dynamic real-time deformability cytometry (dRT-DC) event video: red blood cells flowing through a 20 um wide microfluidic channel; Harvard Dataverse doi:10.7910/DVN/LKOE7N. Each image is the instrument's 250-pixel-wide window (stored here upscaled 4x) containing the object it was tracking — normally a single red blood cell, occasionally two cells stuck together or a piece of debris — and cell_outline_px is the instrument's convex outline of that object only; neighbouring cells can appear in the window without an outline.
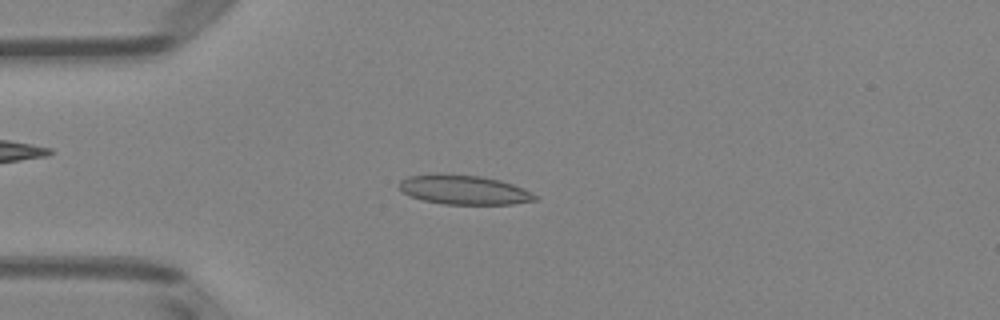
{"species": "Egyptian fruit bat (a non-hibernating species)", "species_latin": "Rousettus aegyptiacus", "temperature_condition": "room temperature", "stored_images_in_passage": 45, "camera_frame_rate_fps": 3000, "um_per_image_px": 0.085, "animal": {"sex": "female"}, "frame": {"image": 1, "passage_image": 8, "time_ms": 2.333, "image_size_px": [1000, 320], "cell_outline_px": [[540, 196], [536, 200], [512, 204], [444, 204], [424, 200], [408, 196], [400, 192], [400, 180], [408, 176], [480, 176], [500, 180], [524, 188]], "centroid_in_image_um": [39.5, 16.18], "position_along_channel_um": 45.5, "area_um2": 22.6}}
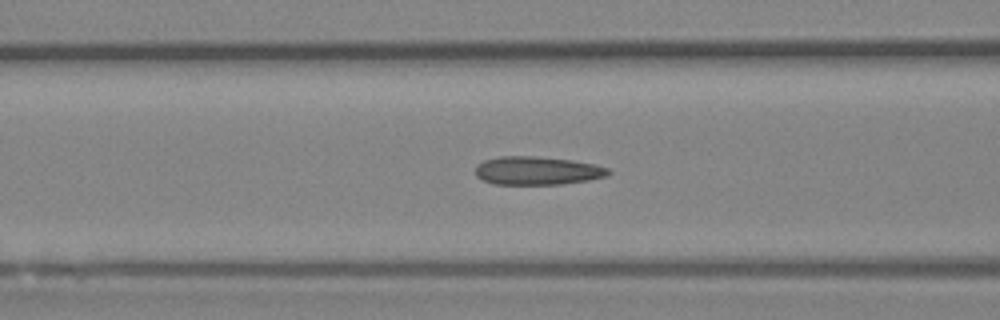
{"frame": {"image": 2, "passage_image": 15, "time_ms": 4.667, "image_size_px": [1000, 320], "cell_outline_px": [[612, 172], [608, 176], [588, 180], [560, 184], [496, 184], [480, 180], [476, 176], [476, 164], [484, 160], [500, 156], [536, 156], [572, 160], [596, 164], [608, 168]], "centroid_in_image_um": [45.67, 14.5], "position_along_channel_um": 120.9, "area_um2": 22.14}}
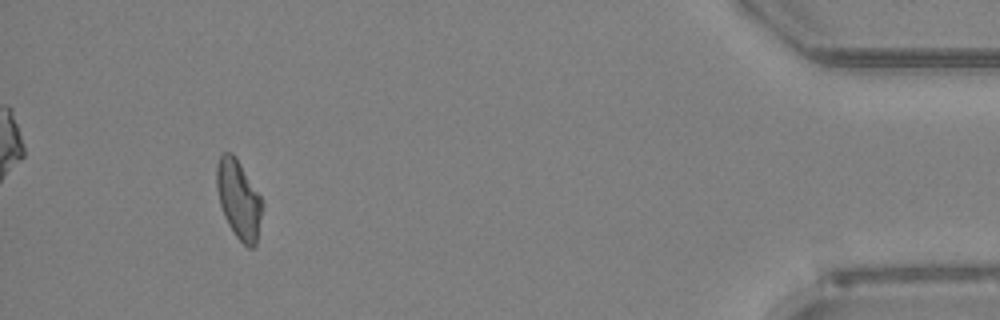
{"frame": {"image": 3, "passage_image": 42, "time_ms": 13.667, "image_size_px": [1000, 320], "cell_outline_px": [[264, 204], [256, 244], [252, 248], [248, 248], [232, 232], [224, 216], [220, 204], [216, 188], [216, 164], [220, 156], [224, 152], [232, 152], [240, 164], [260, 196]], "centroid_in_image_um": [20.28, 16.96], "position_along_channel_um": 414.9, "area_um2": 20.87}, "authors_computed_cell_mechanics": {"area_um2": 21.4438, "velocity_mm_per_s": 3.9866, "shape_relaxation_time_tau1_ms": null, "shape_relaxation_time_tau2_ms": 2.1492, "deformation_change_tau1": null, "deformation_change_tau2": 0.0793}}